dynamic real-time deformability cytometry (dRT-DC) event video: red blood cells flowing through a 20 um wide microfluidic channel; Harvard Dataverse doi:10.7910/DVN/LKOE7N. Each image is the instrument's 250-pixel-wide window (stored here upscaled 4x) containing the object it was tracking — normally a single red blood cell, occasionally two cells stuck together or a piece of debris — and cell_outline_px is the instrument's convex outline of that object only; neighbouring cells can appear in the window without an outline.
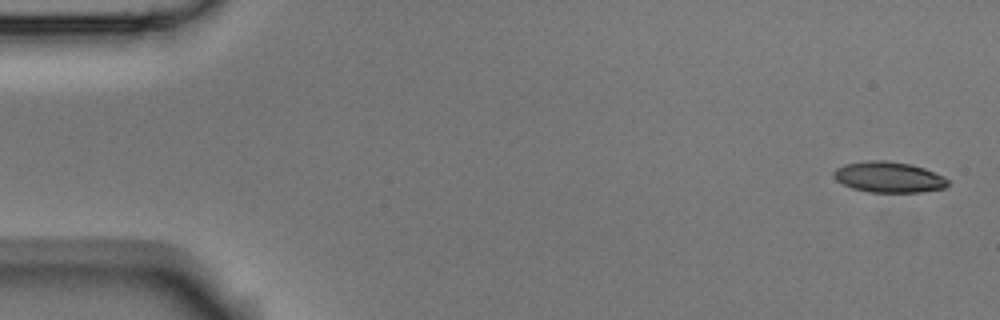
{"species": "Egyptian fruit bat (a non-hibernating species)", "species_latin": "Rousettus aegyptiacus", "temperature_condition": "room temperature", "stored_images_in_passage": 52, "camera_frame_rate_fps": 3000, "um_per_image_px": 0.085, "animal": {"sex": "male"}, "frame": {"image": 1, "passage_image": 1, "time_ms": 0.0, "image_size_px": [1000, 320], "cell_outline_px": [[948, 184], [944, 188], [920, 192], [868, 192], [852, 188], [836, 180], [832, 176], [832, 172], [836, 168], [844, 164], [868, 160], [888, 160], [912, 164], [924, 168], [944, 176], [948, 180]], "centroid_in_image_um": [75.52, 15.04], "position_along_channel_um": 9.5, "area_um2": 20.63}}
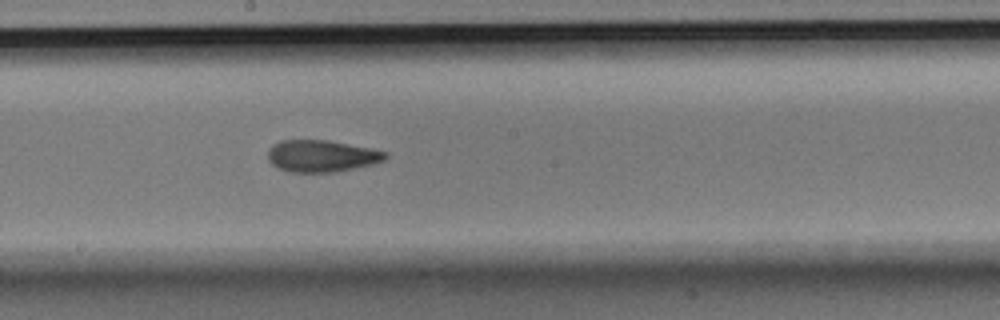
{"frame": {"image": 2, "passage_image": 28, "time_ms": 9.0, "image_size_px": [1000, 320], "cell_outline_px": [[388, 156], [384, 160], [372, 164], [332, 172], [288, 172], [272, 164], [268, 160], [268, 148], [272, 144], [280, 140], [328, 140], [372, 148], [388, 152]], "centroid_in_image_um": [27.32, 13.24], "position_along_channel_um": 220.9, "area_um2": 21.85}}
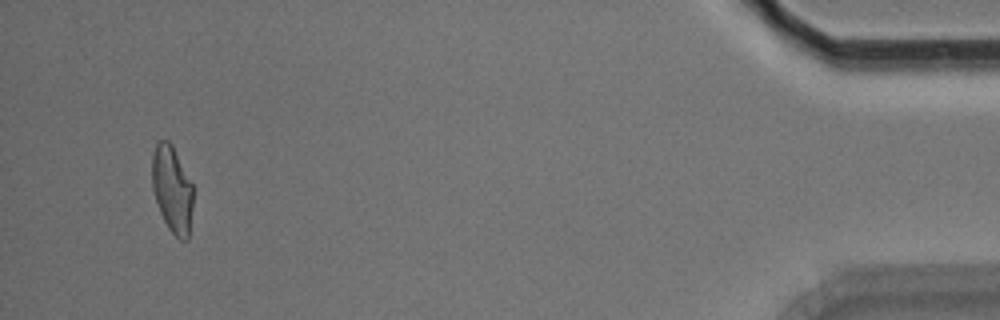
{"frame": {"image": 3, "passage_image": 50, "time_ms": 16.333, "image_size_px": [1000, 320], "cell_outline_px": [[192, 204], [188, 240], [180, 240], [168, 228], [160, 212], [152, 188], [152, 156], [156, 144], [160, 140], [168, 140], [172, 144], [192, 184]], "centroid_in_image_um": [14.62, 16.08], "position_along_channel_um": 420.6, "area_um2": 20.52}, "authors_computed_cell_mechanics": {"area_um2": 21.675, "velocity_mm_per_s": 3.7728, "shape_relaxation_time_tau1_ms": 10.2428, "shape_relaxation_time_tau2_ms": 3.025, "deformation_change_tau1": 0.238, "deformation_change_tau2": 0.1023}}